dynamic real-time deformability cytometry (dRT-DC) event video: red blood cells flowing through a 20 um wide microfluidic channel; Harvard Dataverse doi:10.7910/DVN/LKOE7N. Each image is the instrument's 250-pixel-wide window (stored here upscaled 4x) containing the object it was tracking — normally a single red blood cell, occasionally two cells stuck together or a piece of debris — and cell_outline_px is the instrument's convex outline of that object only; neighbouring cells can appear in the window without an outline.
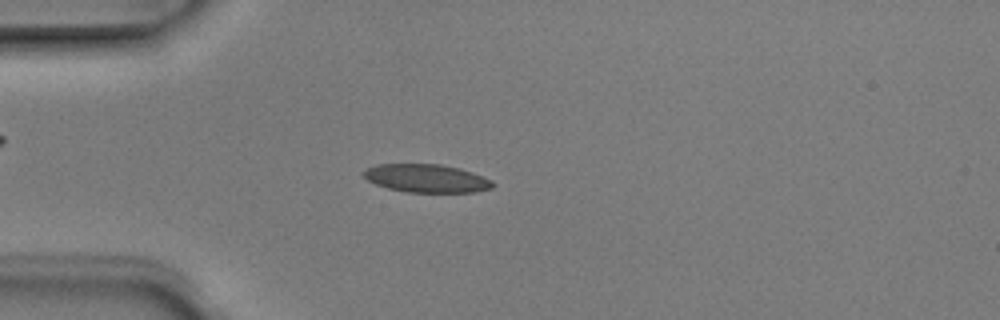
{"species": "Egyptian fruit bat (a non-hibernating species)", "species_latin": "Rousettus aegyptiacus", "temperature_condition": "room temperature", "stored_images_in_passage": 5, "camera_frame_rate_fps": 3000, "um_per_image_px": 0.085, "animal": {"sex": "male"}, "frame": {"image": 1, "passage_image": 3, "time_ms": 0.667, "image_size_px": [1000, 320], "cell_outline_px": [[496, 184], [492, 188], [476, 192], [408, 192], [388, 188], [376, 184], [368, 180], [360, 172], [376, 164], [440, 164], [460, 168], [472, 172], [492, 180]], "centroid_in_image_um": [36.27, 15.15], "position_along_channel_um": 48.7, "area_um2": 21.27}}
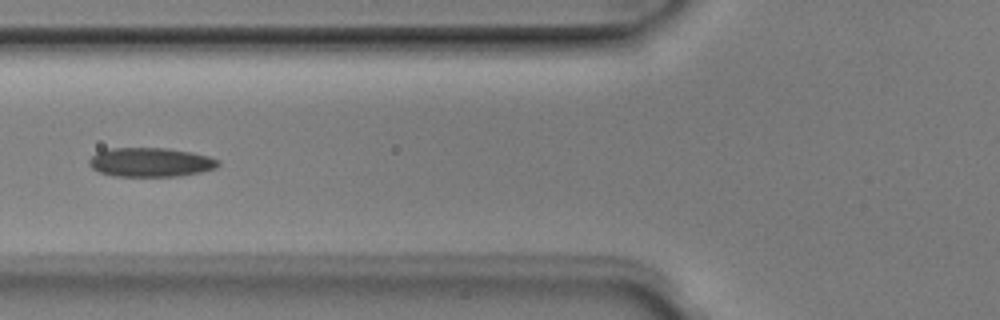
{"frame": {"image": 2, "passage_image": 5, "time_ms": 1.333, "image_size_px": [1000, 320], "cell_outline_px": [[220, 164], [216, 168], [200, 172], [180, 176], [112, 176], [100, 172], [92, 168], [88, 164], [88, 160], [96, 152], [112, 148], [168, 148], [192, 152], [208, 156], [220, 160]], "centroid_in_image_um": [12.8, 13.79], "position_along_channel_um": 113.0, "area_um2": 22.02}}